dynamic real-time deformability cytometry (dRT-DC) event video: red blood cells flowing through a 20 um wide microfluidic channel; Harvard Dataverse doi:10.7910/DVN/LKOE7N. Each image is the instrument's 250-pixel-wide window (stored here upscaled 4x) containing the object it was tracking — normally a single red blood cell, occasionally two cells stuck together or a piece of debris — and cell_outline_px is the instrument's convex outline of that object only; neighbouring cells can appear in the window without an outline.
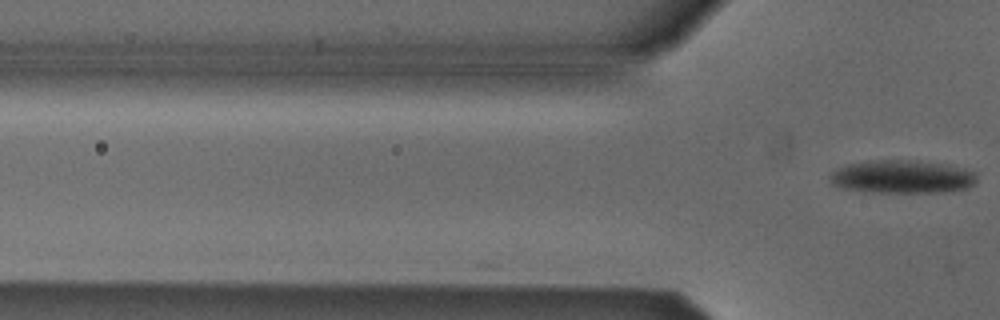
{"species": "Egyptian fruit bat (a non-hibernating species)", "species_latin": "Rousettus aegyptiacus", "temperature_condition": "cold", "stored_images_in_passage": 3, "camera_frame_rate_fps": 3000, "um_per_image_px": 0.085, "animal": {"sex": "male"}, "frame": {"image": 1, "passage_image": 3, "time_ms": 2.333, "image_size_px": [1000, 320], "cell_outline_px": [[976, 184], [968, 188], [944, 192], [868, 192], [844, 188], [832, 184], [828, 176], [836, 168], [848, 164], [868, 160], [908, 160], [948, 164], [964, 168], [976, 172]], "centroid_in_image_um": [76.7, 15.02], "position_along_channel_um": 49.1, "area_um2": 28.67}}